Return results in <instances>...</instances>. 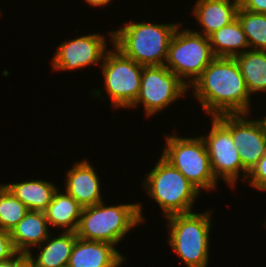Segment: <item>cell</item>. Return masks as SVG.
Instances as JSON below:
<instances>
[{
    "instance_id": "6da1fadb",
    "label": "cell",
    "mask_w": 266,
    "mask_h": 267,
    "mask_svg": "<svg viewBox=\"0 0 266 267\" xmlns=\"http://www.w3.org/2000/svg\"><path fill=\"white\" fill-rule=\"evenodd\" d=\"M192 93L211 117L249 114L250 94L235 58L215 57L192 84Z\"/></svg>"
},
{
    "instance_id": "7a4b0ae2",
    "label": "cell",
    "mask_w": 266,
    "mask_h": 267,
    "mask_svg": "<svg viewBox=\"0 0 266 267\" xmlns=\"http://www.w3.org/2000/svg\"><path fill=\"white\" fill-rule=\"evenodd\" d=\"M180 24L127 22L109 33L112 44L142 66L164 65L171 38Z\"/></svg>"
},
{
    "instance_id": "3957f363",
    "label": "cell",
    "mask_w": 266,
    "mask_h": 267,
    "mask_svg": "<svg viewBox=\"0 0 266 267\" xmlns=\"http://www.w3.org/2000/svg\"><path fill=\"white\" fill-rule=\"evenodd\" d=\"M103 202L82 209L78 238L117 245L132 228L144 222L139 203L105 206Z\"/></svg>"
},
{
    "instance_id": "277c9868",
    "label": "cell",
    "mask_w": 266,
    "mask_h": 267,
    "mask_svg": "<svg viewBox=\"0 0 266 267\" xmlns=\"http://www.w3.org/2000/svg\"><path fill=\"white\" fill-rule=\"evenodd\" d=\"M211 211L181 213L166 217L168 243L187 267H207Z\"/></svg>"
},
{
    "instance_id": "5b68a950",
    "label": "cell",
    "mask_w": 266,
    "mask_h": 267,
    "mask_svg": "<svg viewBox=\"0 0 266 267\" xmlns=\"http://www.w3.org/2000/svg\"><path fill=\"white\" fill-rule=\"evenodd\" d=\"M143 184L147 194L157 202L166 217L192 212L194 202L200 194L162 155Z\"/></svg>"
},
{
    "instance_id": "8992f818",
    "label": "cell",
    "mask_w": 266,
    "mask_h": 267,
    "mask_svg": "<svg viewBox=\"0 0 266 267\" xmlns=\"http://www.w3.org/2000/svg\"><path fill=\"white\" fill-rule=\"evenodd\" d=\"M180 26L171 38L164 65L190 88L215 56L208 37L189 29L179 31Z\"/></svg>"
},
{
    "instance_id": "52a82bcc",
    "label": "cell",
    "mask_w": 266,
    "mask_h": 267,
    "mask_svg": "<svg viewBox=\"0 0 266 267\" xmlns=\"http://www.w3.org/2000/svg\"><path fill=\"white\" fill-rule=\"evenodd\" d=\"M162 156L171 163L196 189L211 190L217 186L203 139L166 136Z\"/></svg>"
},
{
    "instance_id": "ba28073f",
    "label": "cell",
    "mask_w": 266,
    "mask_h": 267,
    "mask_svg": "<svg viewBox=\"0 0 266 267\" xmlns=\"http://www.w3.org/2000/svg\"><path fill=\"white\" fill-rule=\"evenodd\" d=\"M114 48L107 51L102 61L104 86L112 107L129 108L139 94L143 66Z\"/></svg>"
},
{
    "instance_id": "9c48e42d",
    "label": "cell",
    "mask_w": 266,
    "mask_h": 267,
    "mask_svg": "<svg viewBox=\"0 0 266 267\" xmlns=\"http://www.w3.org/2000/svg\"><path fill=\"white\" fill-rule=\"evenodd\" d=\"M211 130L202 136L216 180L221 177L229 187L234 186L243 172L238 148L233 144L230 133V114L212 117Z\"/></svg>"
},
{
    "instance_id": "30bf717a",
    "label": "cell",
    "mask_w": 266,
    "mask_h": 267,
    "mask_svg": "<svg viewBox=\"0 0 266 267\" xmlns=\"http://www.w3.org/2000/svg\"><path fill=\"white\" fill-rule=\"evenodd\" d=\"M188 87L165 65L143 66L140 91L136 101L129 107L142 103L145 114L161 112L186 93Z\"/></svg>"
},
{
    "instance_id": "8fae6325",
    "label": "cell",
    "mask_w": 266,
    "mask_h": 267,
    "mask_svg": "<svg viewBox=\"0 0 266 267\" xmlns=\"http://www.w3.org/2000/svg\"><path fill=\"white\" fill-rule=\"evenodd\" d=\"M107 44L102 34H87L62 42L52 58L53 70H75L102 63L107 53Z\"/></svg>"
},
{
    "instance_id": "7c38bea8",
    "label": "cell",
    "mask_w": 266,
    "mask_h": 267,
    "mask_svg": "<svg viewBox=\"0 0 266 267\" xmlns=\"http://www.w3.org/2000/svg\"><path fill=\"white\" fill-rule=\"evenodd\" d=\"M247 114H230V133L239 150L243 179L266 153V135L259 120H247Z\"/></svg>"
},
{
    "instance_id": "4fadbf2b",
    "label": "cell",
    "mask_w": 266,
    "mask_h": 267,
    "mask_svg": "<svg viewBox=\"0 0 266 267\" xmlns=\"http://www.w3.org/2000/svg\"><path fill=\"white\" fill-rule=\"evenodd\" d=\"M125 260L113 244L77 237L67 267H120Z\"/></svg>"
},
{
    "instance_id": "5bb4252c",
    "label": "cell",
    "mask_w": 266,
    "mask_h": 267,
    "mask_svg": "<svg viewBox=\"0 0 266 267\" xmlns=\"http://www.w3.org/2000/svg\"><path fill=\"white\" fill-rule=\"evenodd\" d=\"M94 169L89 161L83 160L73 165L66 175L65 192L83 208L103 201L100 180Z\"/></svg>"
},
{
    "instance_id": "9a60e30c",
    "label": "cell",
    "mask_w": 266,
    "mask_h": 267,
    "mask_svg": "<svg viewBox=\"0 0 266 267\" xmlns=\"http://www.w3.org/2000/svg\"><path fill=\"white\" fill-rule=\"evenodd\" d=\"M239 7V0H197L192 13L203 29L195 32L208 37L234 21Z\"/></svg>"
},
{
    "instance_id": "2e32d148",
    "label": "cell",
    "mask_w": 266,
    "mask_h": 267,
    "mask_svg": "<svg viewBox=\"0 0 266 267\" xmlns=\"http://www.w3.org/2000/svg\"><path fill=\"white\" fill-rule=\"evenodd\" d=\"M48 226L44 212L28 211L9 232L15 251L28 254L31 247L41 245L50 236Z\"/></svg>"
},
{
    "instance_id": "e0dca14e",
    "label": "cell",
    "mask_w": 266,
    "mask_h": 267,
    "mask_svg": "<svg viewBox=\"0 0 266 267\" xmlns=\"http://www.w3.org/2000/svg\"><path fill=\"white\" fill-rule=\"evenodd\" d=\"M76 238V232L65 231L58 237L49 236L41 245H38L41 248L40 253L33 257L30 251L27 258L34 267H67Z\"/></svg>"
},
{
    "instance_id": "ac0fdd59",
    "label": "cell",
    "mask_w": 266,
    "mask_h": 267,
    "mask_svg": "<svg viewBox=\"0 0 266 267\" xmlns=\"http://www.w3.org/2000/svg\"><path fill=\"white\" fill-rule=\"evenodd\" d=\"M83 207L68 193L54 192L51 203L44 211L47 222L53 227H65V232H76Z\"/></svg>"
},
{
    "instance_id": "d6986e66",
    "label": "cell",
    "mask_w": 266,
    "mask_h": 267,
    "mask_svg": "<svg viewBox=\"0 0 266 267\" xmlns=\"http://www.w3.org/2000/svg\"><path fill=\"white\" fill-rule=\"evenodd\" d=\"M208 39L215 57L234 58L249 48L246 35L238 18L213 32L208 36Z\"/></svg>"
},
{
    "instance_id": "ffe728a7",
    "label": "cell",
    "mask_w": 266,
    "mask_h": 267,
    "mask_svg": "<svg viewBox=\"0 0 266 267\" xmlns=\"http://www.w3.org/2000/svg\"><path fill=\"white\" fill-rule=\"evenodd\" d=\"M29 211H42L51 203L57 186L43 180H29L18 183L4 184Z\"/></svg>"
},
{
    "instance_id": "44dd1931",
    "label": "cell",
    "mask_w": 266,
    "mask_h": 267,
    "mask_svg": "<svg viewBox=\"0 0 266 267\" xmlns=\"http://www.w3.org/2000/svg\"><path fill=\"white\" fill-rule=\"evenodd\" d=\"M234 58L249 94L266 92V51L248 49Z\"/></svg>"
},
{
    "instance_id": "7402d4cb",
    "label": "cell",
    "mask_w": 266,
    "mask_h": 267,
    "mask_svg": "<svg viewBox=\"0 0 266 267\" xmlns=\"http://www.w3.org/2000/svg\"><path fill=\"white\" fill-rule=\"evenodd\" d=\"M237 18L252 50L266 51V14L253 13L239 7Z\"/></svg>"
},
{
    "instance_id": "603a6c76",
    "label": "cell",
    "mask_w": 266,
    "mask_h": 267,
    "mask_svg": "<svg viewBox=\"0 0 266 267\" xmlns=\"http://www.w3.org/2000/svg\"><path fill=\"white\" fill-rule=\"evenodd\" d=\"M29 209L4 184H0V229L10 232Z\"/></svg>"
},
{
    "instance_id": "cb8c5ba5",
    "label": "cell",
    "mask_w": 266,
    "mask_h": 267,
    "mask_svg": "<svg viewBox=\"0 0 266 267\" xmlns=\"http://www.w3.org/2000/svg\"><path fill=\"white\" fill-rule=\"evenodd\" d=\"M250 185L258 190L266 191V153L247 175Z\"/></svg>"
},
{
    "instance_id": "d4e9b609",
    "label": "cell",
    "mask_w": 266,
    "mask_h": 267,
    "mask_svg": "<svg viewBox=\"0 0 266 267\" xmlns=\"http://www.w3.org/2000/svg\"><path fill=\"white\" fill-rule=\"evenodd\" d=\"M15 253L9 232L0 229V261L11 258Z\"/></svg>"
},
{
    "instance_id": "484cf974",
    "label": "cell",
    "mask_w": 266,
    "mask_h": 267,
    "mask_svg": "<svg viewBox=\"0 0 266 267\" xmlns=\"http://www.w3.org/2000/svg\"><path fill=\"white\" fill-rule=\"evenodd\" d=\"M239 6L253 13L266 14V0H239Z\"/></svg>"
},
{
    "instance_id": "4316f807",
    "label": "cell",
    "mask_w": 266,
    "mask_h": 267,
    "mask_svg": "<svg viewBox=\"0 0 266 267\" xmlns=\"http://www.w3.org/2000/svg\"><path fill=\"white\" fill-rule=\"evenodd\" d=\"M27 259V254L16 252L11 258L0 261V267H19Z\"/></svg>"
},
{
    "instance_id": "83f0119b",
    "label": "cell",
    "mask_w": 266,
    "mask_h": 267,
    "mask_svg": "<svg viewBox=\"0 0 266 267\" xmlns=\"http://www.w3.org/2000/svg\"><path fill=\"white\" fill-rule=\"evenodd\" d=\"M86 2H88L89 5L94 6V7H102V6H106L107 4L110 3L111 0H85Z\"/></svg>"
},
{
    "instance_id": "f1b7e54d",
    "label": "cell",
    "mask_w": 266,
    "mask_h": 267,
    "mask_svg": "<svg viewBox=\"0 0 266 267\" xmlns=\"http://www.w3.org/2000/svg\"><path fill=\"white\" fill-rule=\"evenodd\" d=\"M259 122H260V124L262 125L263 131H264V133H265V135H266V116H264L263 119L261 118V119L259 120Z\"/></svg>"
},
{
    "instance_id": "f546056e",
    "label": "cell",
    "mask_w": 266,
    "mask_h": 267,
    "mask_svg": "<svg viewBox=\"0 0 266 267\" xmlns=\"http://www.w3.org/2000/svg\"><path fill=\"white\" fill-rule=\"evenodd\" d=\"M19 267H34V265L27 258Z\"/></svg>"
}]
</instances>
